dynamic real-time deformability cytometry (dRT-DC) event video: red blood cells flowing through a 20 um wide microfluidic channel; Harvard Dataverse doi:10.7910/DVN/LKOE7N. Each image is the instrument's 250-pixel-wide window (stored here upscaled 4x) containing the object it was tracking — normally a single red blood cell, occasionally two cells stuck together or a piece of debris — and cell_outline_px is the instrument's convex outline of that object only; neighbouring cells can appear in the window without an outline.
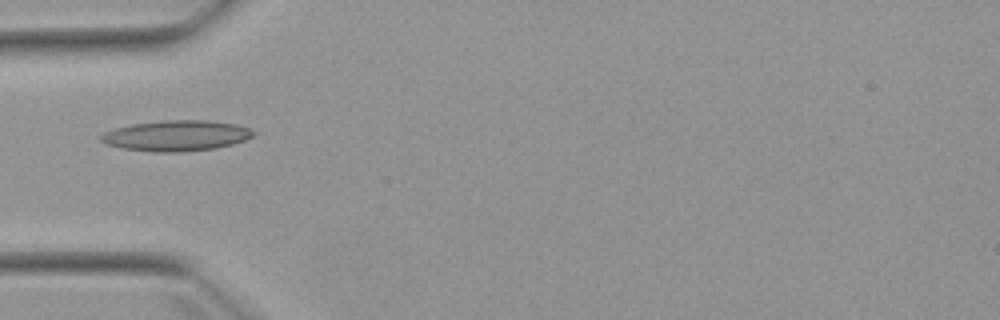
{"species": "Egyptian fruit bat (a non-hibernating species)", "species_latin": "Rousettus aegyptiacus", "temperature_condition": "warm", "stored_images_in_passage": 1, "camera_frame_rate_fps": 3000, "um_per_image_px": 0.085, "animal": {"sex": "female"}, "frame": {"image": 1, "passage_image": 1, "time_ms": 0.0, "image_size_px": [1000, 320], "cell_outline_px": [[256, 132], [252, 136], [244, 140], [232, 144], [216, 148], [176, 152], [152, 152], [124, 148], [108, 144], [100, 140], [100, 136], [104, 132], [116, 128], [132, 124], [164, 120], [208, 120], [236, 124], [248, 128]], "centroid_in_image_um": [15.0, 11.52], "position_along_channel_um": 70.0, "area_um2": 26.99}}